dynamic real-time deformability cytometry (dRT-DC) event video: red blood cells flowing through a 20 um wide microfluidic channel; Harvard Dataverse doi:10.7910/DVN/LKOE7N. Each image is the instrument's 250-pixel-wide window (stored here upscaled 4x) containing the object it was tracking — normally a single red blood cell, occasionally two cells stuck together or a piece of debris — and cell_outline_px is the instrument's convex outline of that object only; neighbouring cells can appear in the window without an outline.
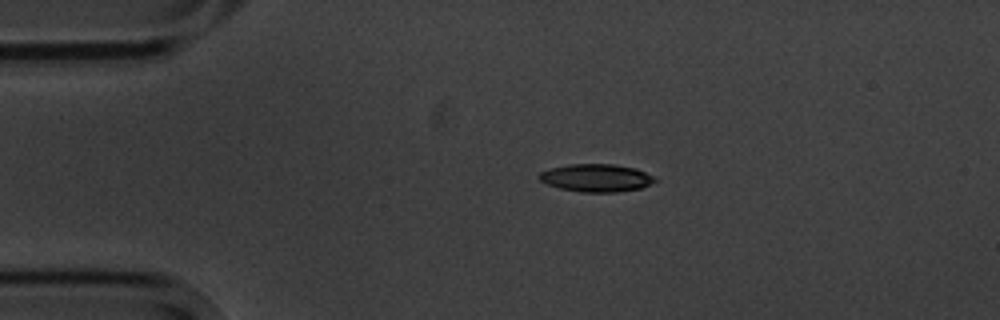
{"species": "common noctule bat (a hibernating species)", "species_latin": "Nyctalus noctula", "temperature_condition": "cold", "stored_images_in_passage": 2, "camera_frame_rate_fps": 3000, "um_per_image_px": 0.085, "animal": {"sex": "male", "body_mass_g": 20.1, "forearm_length_mm": 53.5}, "frame": {"image": 1, "passage_image": 1, "time_ms": 0.0, "image_size_px": [1000, 320], "cell_outline_px": [[656, 180], [640, 188], [616, 192], [580, 192], [560, 188], [548, 184], [540, 180], [536, 176], [540, 172], [552, 168], [568, 164], [616, 164], [636, 168], [656, 176]], "centroid_in_image_um": [50.68, 15.11], "position_along_channel_um": 34.3, "area_um2": 18.73}}